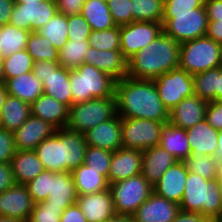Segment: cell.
Wrapping results in <instances>:
<instances>
[{
    "mask_svg": "<svg viewBox=\"0 0 222 222\" xmlns=\"http://www.w3.org/2000/svg\"><path fill=\"white\" fill-rule=\"evenodd\" d=\"M60 222H88L77 203L67 207L61 217Z\"/></svg>",
    "mask_w": 222,
    "mask_h": 222,
    "instance_id": "obj_54",
    "label": "cell"
},
{
    "mask_svg": "<svg viewBox=\"0 0 222 222\" xmlns=\"http://www.w3.org/2000/svg\"><path fill=\"white\" fill-rule=\"evenodd\" d=\"M88 42L90 47L97 50H120L119 26L102 31L92 30Z\"/></svg>",
    "mask_w": 222,
    "mask_h": 222,
    "instance_id": "obj_43",
    "label": "cell"
},
{
    "mask_svg": "<svg viewBox=\"0 0 222 222\" xmlns=\"http://www.w3.org/2000/svg\"><path fill=\"white\" fill-rule=\"evenodd\" d=\"M15 184L11 163H0V194Z\"/></svg>",
    "mask_w": 222,
    "mask_h": 222,
    "instance_id": "obj_53",
    "label": "cell"
},
{
    "mask_svg": "<svg viewBox=\"0 0 222 222\" xmlns=\"http://www.w3.org/2000/svg\"><path fill=\"white\" fill-rule=\"evenodd\" d=\"M104 222H136L134 216L131 215H114L113 217L105 220Z\"/></svg>",
    "mask_w": 222,
    "mask_h": 222,
    "instance_id": "obj_61",
    "label": "cell"
},
{
    "mask_svg": "<svg viewBox=\"0 0 222 222\" xmlns=\"http://www.w3.org/2000/svg\"><path fill=\"white\" fill-rule=\"evenodd\" d=\"M206 36L222 45V21H209Z\"/></svg>",
    "mask_w": 222,
    "mask_h": 222,
    "instance_id": "obj_57",
    "label": "cell"
},
{
    "mask_svg": "<svg viewBox=\"0 0 222 222\" xmlns=\"http://www.w3.org/2000/svg\"><path fill=\"white\" fill-rule=\"evenodd\" d=\"M2 65L6 80L31 72L34 66V61L25 49L3 58Z\"/></svg>",
    "mask_w": 222,
    "mask_h": 222,
    "instance_id": "obj_39",
    "label": "cell"
},
{
    "mask_svg": "<svg viewBox=\"0 0 222 222\" xmlns=\"http://www.w3.org/2000/svg\"><path fill=\"white\" fill-rule=\"evenodd\" d=\"M112 155V151L87 145L84 164L108 179Z\"/></svg>",
    "mask_w": 222,
    "mask_h": 222,
    "instance_id": "obj_44",
    "label": "cell"
},
{
    "mask_svg": "<svg viewBox=\"0 0 222 222\" xmlns=\"http://www.w3.org/2000/svg\"><path fill=\"white\" fill-rule=\"evenodd\" d=\"M179 210L178 204L153 192L133 216L136 222H172Z\"/></svg>",
    "mask_w": 222,
    "mask_h": 222,
    "instance_id": "obj_17",
    "label": "cell"
},
{
    "mask_svg": "<svg viewBox=\"0 0 222 222\" xmlns=\"http://www.w3.org/2000/svg\"><path fill=\"white\" fill-rule=\"evenodd\" d=\"M106 3L116 26L133 22L131 0H107Z\"/></svg>",
    "mask_w": 222,
    "mask_h": 222,
    "instance_id": "obj_46",
    "label": "cell"
},
{
    "mask_svg": "<svg viewBox=\"0 0 222 222\" xmlns=\"http://www.w3.org/2000/svg\"><path fill=\"white\" fill-rule=\"evenodd\" d=\"M16 184H27L45 169L35 150H17L11 160Z\"/></svg>",
    "mask_w": 222,
    "mask_h": 222,
    "instance_id": "obj_29",
    "label": "cell"
},
{
    "mask_svg": "<svg viewBox=\"0 0 222 222\" xmlns=\"http://www.w3.org/2000/svg\"><path fill=\"white\" fill-rule=\"evenodd\" d=\"M90 47L88 40H68L58 50V63L66 69H76L84 63L85 55Z\"/></svg>",
    "mask_w": 222,
    "mask_h": 222,
    "instance_id": "obj_36",
    "label": "cell"
},
{
    "mask_svg": "<svg viewBox=\"0 0 222 222\" xmlns=\"http://www.w3.org/2000/svg\"><path fill=\"white\" fill-rule=\"evenodd\" d=\"M180 44L162 32L127 61V76L154 80L179 68Z\"/></svg>",
    "mask_w": 222,
    "mask_h": 222,
    "instance_id": "obj_2",
    "label": "cell"
},
{
    "mask_svg": "<svg viewBox=\"0 0 222 222\" xmlns=\"http://www.w3.org/2000/svg\"><path fill=\"white\" fill-rule=\"evenodd\" d=\"M78 193L71 172H55L51 176L49 196L45 200L49 207L65 210L77 203Z\"/></svg>",
    "mask_w": 222,
    "mask_h": 222,
    "instance_id": "obj_22",
    "label": "cell"
},
{
    "mask_svg": "<svg viewBox=\"0 0 222 222\" xmlns=\"http://www.w3.org/2000/svg\"><path fill=\"white\" fill-rule=\"evenodd\" d=\"M8 96L5 82L0 83V113L3 108L4 102Z\"/></svg>",
    "mask_w": 222,
    "mask_h": 222,
    "instance_id": "obj_62",
    "label": "cell"
},
{
    "mask_svg": "<svg viewBox=\"0 0 222 222\" xmlns=\"http://www.w3.org/2000/svg\"><path fill=\"white\" fill-rule=\"evenodd\" d=\"M67 25L68 40H88L92 30L81 14L67 16Z\"/></svg>",
    "mask_w": 222,
    "mask_h": 222,
    "instance_id": "obj_48",
    "label": "cell"
},
{
    "mask_svg": "<svg viewBox=\"0 0 222 222\" xmlns=\"http://www.w3.org/2000/svg\"><path fill=\"white\" fill-rule=\"evenodd\" d=\"M31 31L19 29L12 24L2 25L0 31V58H5L26 49Z\"/></svg>",
    "mask_w": 222,
    "mask_h": 222,
    "instance_id": "obj_35",
    "label": "cell"
},
{
    "mask_svg": "<svg viewBox=\"0 0 222 222\" xmlns=\"http://www.w3.org/2000/svg\"><path fill=\"white\" fill-rule=\"evenodd\" d=\"M222 45L207 36L180 44L179 68L191 75L222 66Z\"/></svg>",
    "mask_w": 222,
    "mask_h": 222,
    "instance_id": "obj_5",
    "label": "cell"
},
{
    "mask_svg": "<svg viewBox=\"0 0 222 222\" xmlns=\"http://www.w3.org/2000/svg\"><path fill=\"white\" fill-rule=\"evenodd\" d=\"M177 159L160 146H154L142 151V176L154 186L165 171L175 164Z\"/></svg>",
    "mask_w": 222,
    "mask_h": 222,
    "instance_id": "obj_24",
    "label": "cell"
},
{
    "mask_svg": "<svg viewBox=\"0 0 222 222\" xmlns=\"http://www.w3.org/2000/svg\"><path fill=\"white\" fill-rule=\"evenodd\" d=\"M86 148L84 134L63 128L65 172H72L84 163Z\"/></svg>",
    "mask_w": 222,
    "mask_h": 222,
    "instance_id": "obj_31",
    "label": "cell"
},
{
    "mask_svg": "<svg viewBox=\"0 0 222 222\" xmlns=\"http://www.w3.org/2000/svg\"><path fill=\"white\" fill-rule=\"evenodd\" d=\"M35 77L41 82L44 81L45 77L49 73V61H36L32 69Z\"/></svg>",
    "mask_w": 222,
    "mask_h": 222,
    "instance_id": "obj_59",
    "label": "cell"
},
{
    "mask_svg": "<svg viewBox=\"0 0 222 222\" xmlns=\"http://www.w3.org/2000/svg\"><path fill=\"white\" fill-rule=\"evenodd\" d=\"M33 202L26 185L15 184L0 194V215L28 222Z\"/></svg>",
    "mask_w": 222,
    "mask_h": 222,
    "instance_id": "obj_13",
    "label": "cell"
},
{
    "mask_svg": "<svg viewBox=\"0 0 222 222\" xmlns=\"http://www.w3.org/2000/svg\"><path fill=\"white\" fill-rule=\"evenodd\" d=\"M187 176L188 170L184 161H177L155 183L153 192L179 205L184 193Z\"/></svg>",
    "mask_w": 222,
    "mask_h": 222,
    "instance_id": "obj_16",
    "label": "cell"
},
{
    "mask_svg": "<svg viewBox=\"0 0 222 222\" xmlns=\"http://www.w3.org/2000/svg\"><path fill=\"white\" fill-rule=\"evenodd\" d=\"M142 151L120 148L113 152L108 174V183L112 184L141 173Z\"/></svg>",
    "mask_w": 222,
    "mask_h": 222,
    "instance_id": "obj_19",
    "label": "cell"
},
{
    "mask_svg": "<svg viewBox=\"0 0 222 222\" xmlns=\"http://www.w3.org/2000/svg\"><path fill=\"white\" fill-rule=\"evenodd\" d=\"M69 70L61 67L58 62L49 61V73L42 83L44 94L70 107L72 105V94Z\"/></svg>",
    "mask_w": 222,
    "mask_h": 222,
    "instance_id": "obj_25",
    "label": "cell"
},
{
    "mask_svg": "<svg viewBox=\"0 0 222 222\" xmlns=\"http://www.w3.org/2000/svg\"><path fill=\"white\" fill-rule=\"evenodd\" d=\"M77 204L88 222H104L116 215L109 189L98 193L78 195Z\"/></svg>",
    "mask_w": 222,
    "mask_h": 222,
    "instance_id": "obj_18",
    "label": "cell"
},
{
    "mask_svg": "<svg viewBox=\"0 0 222 222\" xmlns=\"http://www.w3.org/2000/svg\"><path fill=\"white\" fill-rule=\"evenodd\" d=\"M117 114L121 118H141L169 122V111L162 103L153 80L129 76L116 81Z\"/></svg>",
    "mask_w": 222,
    "mask_h": 222,
    "instance_id": "obj_1",
    "label": "cell"
},
{
    "mask_svg": "<svg viewBox=\"0 0 222 222\" xmlns=\"http://www.w3.org/2000/svg\"><path fill=\"white\" fill-rule=\"evenodd\" d=\"M35 1H47V0H14L15 3H27V2H35Z\"/></svg>",
    "mask_w": 222,
    "mask_h": 222,
    "instance_id": "obj_67",
    "label": "cell"
},
{
    "mask_svg": "<svg viewBox=\"0 0 222 222\" xmlns=\"http://www.w3.org/2000/svg\"><path fill=\"white\" fill-rule=\"evenodd\" d=\"M62 208L49 207L45 201H41L34 205L28 222H60L63 213Z\"/></svg>",
    "mask_w": 222,
    "mask_h": 222,
    "instance_id": "obj_47",
    "label": "cell"
},
{
    "mask_svg": "<svg viewBox=\"0 0 222 222\" xmlns=\"http://www.w3.org/2000/svg\"><path fill=\"white\" fill-rule=\"evenodd\" d=\"M121 135V117L118 114L84 133L88 146L99 147L112 152L122 148Z\"/></svg>",
    "mask_w": 222,
    "mask_h": 222,
    "instance_id": "obj_15",
    "label": "cell"
},
{
    "mask_svg": "<svg viewBox=\"0 0 222 222\" xmlns=\"http://www.w3.org/2000/svg\"><path fill=\"white\" fill-rule=\"evenodd\" d=\"M116 115L115 97L90 99L69 107V118L66 128L84 134L99 123Z\"/></svg>",
    "mask_w": 222,
    "mask_h": 222,
    "instance_id": "obj_6",
    "label": "cell"
},
{
    "mask_svg": "<svg viewBox=\"0 0 222 222\" xmlns=\"http://www.w3.org/2000/svg\"><path fill=\"white\" fill-rule=\"evenodd\" d=\"M109 190L116 214L133 216L138 207L153 193V186L140 173L110 184Z\"/></svg>",
    "mask_w": 222,
    "mask_h": 222,
    "instance_id": "obj_8",
    "label": "cell"
},
{
    "mask_svg": "<svg viewBox=\"0 0 222 222\" xmlns=\"http://www.w3.org/2000/svg\"><path fill=\"white\" fill-rule=\"evenodd\" d=\"M14 0H0V24L5 25L10 21Z\"/></svg>",
    "mask_w": 222,
    "mask_h": 222,
    "instance_id": "obj_58",
    "label": "cell"
},
{
    "mask_svg": "<svg viewBox=\"0 0 222 222\" xmlns=\"http://www.w3.org/2000/svg\"><path fill=\"white\" fill-rule=\"evenodd\" d=\"M163 123L166 122L141 118H121L122 148L143 151L159 146Z\"/></svg>",
    "mask_w": 222,
    "mask_h": 222,
    "instance_id": "obj_9",
    "label": "cell"
},
{
    "mask_svg": "<svg viewBox=\"0 0 222 222\" xmlns=\"http://www.w3.org/2000/svg\"><path fill=\"white\" fill-rule=\"evenodd\" d=\"M208 16L205 7L192 13H163V32L179 44L206 36Z\"/></svg>",
    "mask_w": 222,
    "mask_h": 222,
    "instance_id": "obj_7",
    "label": "cell"
},
{
    "mask_svg": "<svg viewBox=\"0 0 222 222\" xmlns=\"http://www.w3.org/2000/svg\"><path fill=\"white\" fill-rule=\"evenodd\" d=\"M78 195L92 194L109 189L110 184L99 171L82 164L71 172Z\"/></svg>",
    "mask_w": 222,
    "mask_h": 222,
    "instance_id": "obj_33",
    "label": "cell"
},
{
    "mask_svg": "<svg viewBox=\"0 0 222 222\" xmlns=\"http://www.w3.org/2000/svg\"><path fill=\"white\" fill-rule=\"evenodd\" d=\"M31 115L49 122L56 129L66 128L69 118V106L55 98L42 94L30 104Z\"/></svg>",
    "mask_w": 222,
    "mask_h": 222,
    "instance_id": "obj_23",
    "label": "cell"
},
{
    "mask_svg": "<svg viewBox=\"0 0 222 222\" xmlns=\"http://www.w3.org/2000/svg\"><path fill=\"white\" fill-rule=\"evenodd\" d=\"M208 102L194 95L181 100L170 112L169 122L188 130L205 119Z\"/></svg>",
    "mask_w": 222,
    "mask_h": 222,
    "instance_id": "obj_20",
    "label": "cell"
},
{
    "mask_svg": "<svg viewBox=\"0 0 222 222\" xmlns=\"http://www.w3.org/2000/svg\"><path fill=\"white\" fill-rule=\"evenodd\" d=\"M84 63L109 74L116 81L127 76V60L121 50L102 51L89 47Z\"/></svg>",
    "mask_w": 222,
    "mask_h": 222,
    "instance_id": "obj_21",
    "label": "cell"
},
{
    "mask_svg": "<svg viewBox=\"0 0 222 222\" xmlns=\"http://www.w3.org/2000/svg\"><path fill=\"white\" fill-rule=\"evenodd\" d=\"M216 157L218 159H222V130L219 131L218 133V148H217Z\"/></svg>",
    "mask_w": 222,
    "mask_h": 222,
    "instance_id": "obj_64",
    "label": "cell"
},
{
    "mask_svg": "<svg viewBox=\"0 0 222 222\" xmlns=\"http://www.w3.org/2000/svg\"><path fill=\"white\" fill-rule=\"evenodd\" d=\"M16 151L13 133L0 127V163H11Z\"/></svg>",
    "mask_w": 222,
    "mask_h": 222,
    "instance_id": "obj_50",
    "label": "cell"
},
{
    "mask_svg": "<svg viewBox=\"0 0 222 222\" xmlns=\"http://www.w3.org/2000/svg\"><path fill=\"white\" fill-rule=\"evenodd\" d=\"M81 15L90 25L91 30L102 31L116 26L106 2L86 0Z\"/></svg>",
    "mask_w": 222,
    "mask_h": 222,
    "instance_id": "obj_34",
    "label": "cell"
},
{
    "mask_svg": "<svg viewBox=\"0 0 222 222\" xmlns=\"http://www.w3.org/2000/svg\"><path fill=\"white\" fill-rule=\"evenodd\" d=\"M57 12L55 0L15 3L9 24L23 30L37 31Z\"/></svg>",
    "mask_w": 222,
    "mask_h": 222,
    "instance_id": "obj_12",
    "label": "cell"
},
{
    "mask_svg": "<svg viewBox=\"0 0 222 222\" xmlns=\"http://www.w3.org/2000/svg\"><path fill=\"white\" fill-rule=\"evenodd\" d=\"M205 119L217 131L222 130V101L208 102Z\"/></svg>",
    "mask_w": 222,
    "mask_h": 222,
    "instance_id": "obj_51",
    "label": "cell"
},
{
    "mask_svg": "<svg viewBox=\"0 0 222 222\" xmlns=\"http://www.w3.org/2000/svg\"><path fill=\"white\" fill-rule=\"evenodd\" d=\"M72 105L94 98L115 97L116 80L87 63L69 70Z\"/></svg>",
    "mask_w": 222,
    "mask_h": 222,
    "instance_id": "obj_4",
    "label": "cell"
},
{
    "mask_svg": "<svg viewBox=\"0 0 222 222\" xmlns=\"http://www.w3.org/2000/svg\"><path fill=\"white\" fill-rule=\"evenodd\" d=\"M159 146L167 150L177 161H185L191 155L187 130L170 122L163 123L161 126Z\"/></svg>",
    "mask_w": 222,
    "mask_h": 222,
    "instance_id": "obj_28",
    "label": "cell"
},
{
    "mask_svg": "<svg viewBox=\"0 0 222 222\" xmlns=\"http://www.w3.org/2000/svg\"><path fill=\"white\" fill-rule=\"evenodd\" d=\"M35 152L45 170L65 172L63 153V128L56 129L55 133L42 141Z\"/></svg>",
    "mask_w": 222,
    "mask_h": 222,
    "instance_id": "obj_27",
    "label": "cell"
},
{
    "mask_svg": "<svg viewBox=\"0 0 222 222\" xmlns=\"http://www.w3.org/2000/svg\"><path fill=\"white\" fill-rule=\"evenodd\" d=\"M218 133L206 119L196 123L187 130L188 142L192 155L216 156Z\"/></svg>",
    "mask_w": 222,
    "mask_h": 222,
    "instance_id": "obj_26",
    "label": "cell"
},
{
    "mask_svg": "<svg viewBox=\"0 0 222 222\" xmlns=\"http://www.w3.org/2000/svg\"><path fill=\"white\" fill-rule=\"evenodd\" d=\"M153 81L169 112L184 98L195 95L193 75L183 69L171 70Z\"/></svg>",
    "mask_w": 222,
    "mask_h": 222,
    "instance_id": "obj_10",
    "label": "cell"
},
{
    "mask_svg": "<svg viewBox=\"0 0 222 222\" xmlns=\"http://www.w3.org/2000/svg\"><path fill=\"white\" fill-rule=\"evenodd\" d=\"M56 128L49 122L30 115L25 123L13 132L16 150H35L46 138L52 136Z\"/></svg>",
    "mask_w": 222,
    "mask_h": 222,
    "instance_id": "obj_14",
    "label": "cell"
},
{
    "mask_svg": "<svg viewBox=\"0 0 222 222\" xmlns=\"http://www.w3.org/2000/svg\"><path fill=\"white\" fill-rule=\"evenodd\" d=\"M158 1H160L163 4H165L167 0H158Z\"/></svg>",
    "mask_w": 222,
    "mask_h": 222,
    "instance_id": "obj_68",
    "label": "cell"
},
{
    "mask_svg": "<svg viewBox=\"0 0 222 222\" xmlns=\"http://www.w3.org/2000/svg\"><path fill=\"white\" fill-rule=\"evenodd\" d=\"M208 21H222V0H205Z\"/></svg>",
    "mask_w": 222,
    "mask_h": 222,
    "instance_id": "obj_55",
    "label": "cell"
},
{
    "mask_svg": "<svg viewBox=\"0 0 222 222\" xmlns=\"http://www.w3.org/2000/svg\"><path fill=\"white\" fill-rule=\"evenodd\" d=\"M163 32L162 22L134 21L119 26L120 50L128 61Z\"/></svg>",
    "mask_w": 222,
    "mask_h": 222,
    "instance_id": "obj_11",
    "label": "cell"
},
{
    "mask_svg": "<svg viewBox=\"0 0 222 222\" xmlns=\"http://www.w3.org/2000/svg\"><path fill=\"white\" fill-rule=\"evenodd\" d=\"M5 85L8 95L29 104L44 94L43 83L35 77L32 71L6 79Z\"/></svg>",
    "mask_w": 222,
    "mask_h": 222,
    "instance_id": "obj_30",
    "label": "cell"
},
{
    "mask_svg": "<svg viewBox=\"0 0 222 222\" xmlns=\"http://www.w3.org/2000/svg\"><path fill=\"white\" fill-rule=\"evenodd\" d=\"M216 179L219 181L220 192L222 196V159H218L217 162V175Z\"/></svg>",
    "mask_w": 222,
    "mask_h": 222,
    "instance_id": "obj_63",
    "label": "cell"
},
{
    "mask_svg": "<svg viewBox=\"0 0 222 222\" xmlns=\"http://www.w3.org/2000/svg\"><path fill=\"white\" fill-rule=\"evenodd\" d=\"M180 210L200 213L210 219L222 218V196L218 179L207 180L188 171Z\"/></svg>",
    "mask_w": 222,
    "mask_h": 222,
    "instance_id": "obj_3",
    "label": "cell"
},
{
    "mask_svg": "<svg viewBox=\"0 0 222 222\" xmlns=\"http://www.w3.org/2000/svg\"><path fill=\"white\" fill-rule=\"evenodd\" d=\"M222 100V66L217 67L216 101Z\"/></svg>",
    "mask_w": 222,
    "mask_h": 222,
    "instance_id": "obj_60",
    "label": "cell"
},
{
    "mask_svg": "<svg viewBox=\"0 0 222 222\" xmlns=\"http://www.w3.org/2000/svg\"><path fill=\"white\" fill-rule=\"evenodd\" d=\"M172 222H213V220L200 213L179 210Z\"/></svg>",
    "mask_w": 222,
    "mask_h": 222,
    "instance_id": "obj_56",
    "label": "cell"
},
{
    "mask_svg": "<svg viewBox=\"0 0 222 222\" xmlns=\"http://www.w3.org/2000/svg\"><path fill=\"white\" fill-rule=\"evenodd\" d=\"M86 0H55L58 12L70 15H79Z\"/></svg>",
    "mask_w": 222,
    "mask_h": 222,
    "instance_id": "obj_52",
    "label": "cell"
},
{
    "mask_svg": "<svg viewBox=\"0 0 222 222\" xmlns=\"http://www.w3.org/2000/svg\"><path fill=\"white\" fill-rule=\"evenodd\" d=\"M5 82V77L3 73V65H2V58H0V83Z\"/></svg>",
    "mask_w": 222,
    "mask_h": 222,
    "instance_id": "obj_66",
    "label": "cell"
},
{
    "mask_svg": "<svg viewBox=\"0 0 222 222\" xmlns=\"http://www.w3.org/2000/svg\"><path fill=\"white\" fill-rule=\"evenodd\" d=\"M26 51L31 55L34 62L45 60L58 62V49L52 46L48 38L42 37L36 31H31L26 43Z\"/></svg>",
    "mask_w": 222,
    "mask_h": 222,
    "instance_id": "obj_38",
    "label": "cell"
},
{
    "mask_svg": "<svg viewBox=\"0 0 222 222\" xmlns=\"http://www.w3.org/2000/svg\"><path fill=\"white\" fill-rule=\"evenodd\" d=\"M195 95L211 102L216 101L217 67L193 75Z\"/></svg>",
    "mask_w": 222,
    "mask_h": 222,
    "instance_id": "obj_41",
    "label": "cell"
},
{
    "mask_svg": "<svg viewBox=\"0 0 222 222\" xmlns=\"http://www.w3.org/2000/svg\"><path fill=\"white\" fill-rule=\"evenodd\" d=\"M54 173L55 172L50 170H44L36 178L25 184L35 204L41 201H45L49 196L51 176Z\"/></svg>",
    "mask_w": 222,
    "mask_h": 222,
    "instance_id": "obj_45",
    "label": "cell"
},
{
    "mask_svg": "<svg viewBox=\"0 0 222 222\" xmlns=\"http://www.w3.org/2000/svg\"><path fill=\"white\" fill-rule=\"evenodd\" d=\"M217 162L218 158L216 156L192 154L184 161L189 172L197 174L207 180L216 179Z\"/></svg>",
    "mask_w": 222,
    "mask_h": 222,
    "instance_id": "obj_42",
    "label": "cell"
},
{
    "mask_svg": "<svg viewBox=\"0 0 222 222\" xmlns=\"http://www.w3.org/2000/svg\"><path fill=\"white\" fill-rule=\"evenodd\" d=\"M134 21L162 22L164 4L158 0H131Z\"/></svg>",
    "mask_w": 222,
    "mask_h": 222,
    "instance_id": "obj_40",
    "label": "cell"
},
{
    "mask_svg": "<svg viewBox=\"0 0 222 222\" xmlns=\"http://www.w3.org/2000/svg\"><path fill=\"white\" fill-rule=\"evenodd\" d=\"M205 0H167L163 13H192L193 9L205 7Z\"/></svg>",
    "mask_w": 222,
    "mask_h": 222,
    "instance_id": "obj_49",
    "label": "cell"
},
{
    "mask_svg": "<svg viewBox=\"0 0 222 222\" xmlns=\"http://www.w3.org/2000/svg\"><path fill=\"white\" fill-rule=\"evenodd\" d=\"M36 32L42 37L48 38L52 46L60 50L68 41L67 16L57 12L53 18Z\"/></svg>",
    "mask_w": 222,
    "mask_h": 222,
    "instance_id": "obj_37",
    "label": "cell"
},
{
    "mask_svg": "<svg viewBox=\"0 0 222 222\" xmlns=\"http://www.w3.org/2000/svg\"><path fill=\"white\" fill-rule=\"evenodd\" d=\"M30 115L29 103L8 95L0 113V127L13 133L25 123Z\"/></svg>",
    "mask_w": 222,
    "mask_h": 222,
    "instance_id": "obj_32",
    "label": "cell"
},
{
    "mask_svg": "<svg viewBox=\"0 0 222 222\" xmlns=\"http://www.w3.org/2000/svg\"><path fill=\"white\" fill-rule=\"evenodd\" d=\"M0 222H23V221L16 218H11V217L0 215Z\"/></svg>",
    "mask_w": 222,
    "mask_h": 222,
    "instance_id": "obj_65",
    "label": "cell"
}]
</instances>
